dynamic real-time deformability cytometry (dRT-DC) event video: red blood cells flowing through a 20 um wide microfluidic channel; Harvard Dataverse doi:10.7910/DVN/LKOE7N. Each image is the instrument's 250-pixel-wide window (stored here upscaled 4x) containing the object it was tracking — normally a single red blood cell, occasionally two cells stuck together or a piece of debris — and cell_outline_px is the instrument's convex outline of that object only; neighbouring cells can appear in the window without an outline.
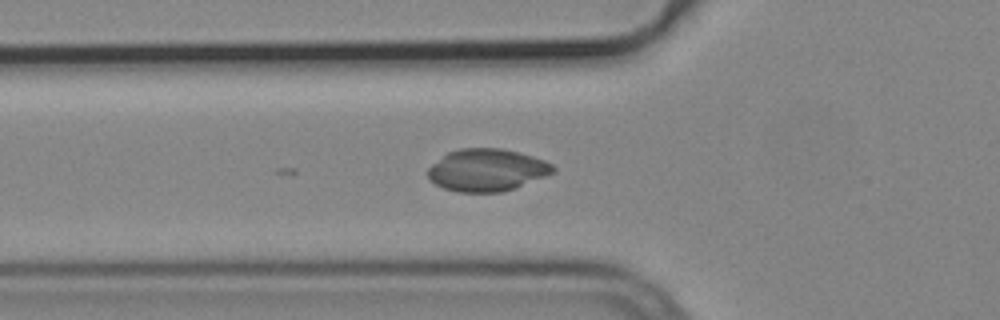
{"species": "common noctule bat (a hibernating species)", "species_latin": "Nyctalus noctula", "temperature_condition": "cold", "stored_images_in_passage": 9, "camera_frame_rate_fps": 3000, "um_per_image_px": 0.085, "animal": {"sex": "male", "body_mass_g": 19.2, "forearm_length_mm": 51.8}, "frame": {"image": 1, "passage_image": 7, "time_ms": 2.0, "image_size_px": [1000, 320], "cell_outline_px": [[556, 172], [512, 188], [500, 192], [456, 192], [444, 188], [436, 184], [428, 176], [428, 168], [432, 164], [448, 152], [460, 148], [500, 148], [532, 156], [544, 160], [552, 164], [556, 168]], "centroid_in_image_um": [41.38, 14.45], "position_along_channel_um": 84.4, "area_um2": 30.52}}